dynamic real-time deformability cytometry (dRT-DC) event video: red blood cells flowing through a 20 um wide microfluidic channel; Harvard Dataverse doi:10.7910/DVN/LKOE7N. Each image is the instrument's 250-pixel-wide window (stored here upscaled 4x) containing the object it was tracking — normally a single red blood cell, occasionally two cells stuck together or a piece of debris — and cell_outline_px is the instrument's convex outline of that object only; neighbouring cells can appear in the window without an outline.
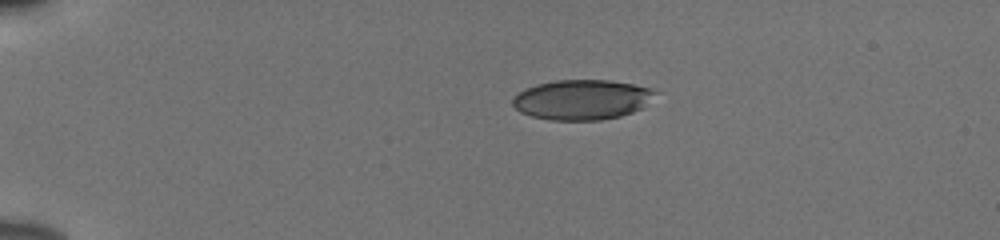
{"species": "human", "species_latin": "Homo sapiens", "temperature_condition": "cold", "stored_images_in_passage": 43, "camera_frame_rate_fps": 3000, "um_per_image_px": 0.085, "donor": {"sex": "male"}, "frame": {"image": 1, "passage_image": 1, "time_ms": 0.0, "image_size_px": [1000, 240], "cell_outline_px": [[656, 92], [640, 108], [632, 112], [620, 116], [600, 120], [552, 120], [532, 116], [520, 112], [512, 104], [512, 100], [520, 92], [536, 84], [556, 80], [612, 80], [652, 88]], "centroid_in_image_um": [49.44, 8.47], "position_along_channel_um": 35.6, "area_um2": 32.83}}
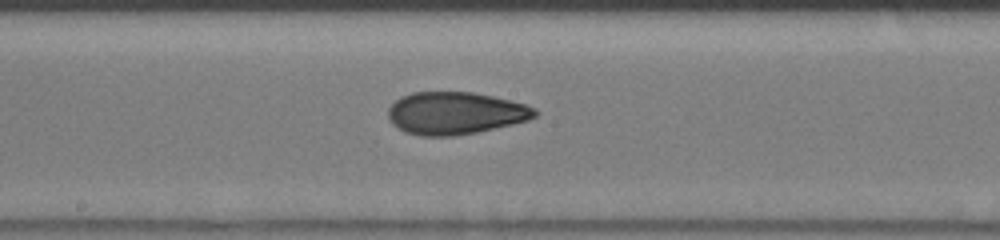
{"frame": {"image": 2, "passage_image": 20, "time_ms": 6.333, "image_size_px": [1000, 240], "cell_outline_px": [[540, 112], [536, 116], [528, 120], [512, 124], [476, 132], [452, 136], [420, 136], [404, 132], [392, 124], [388, 116], [388, 108], [400, 96], [412, 92], [472, 92], [492, 96], [528, 104], [536, 108]], "centroid_in_image_um": [38.7, 9.61], "position_along_channel_um": 209.5, "area_um2": 36.47}}
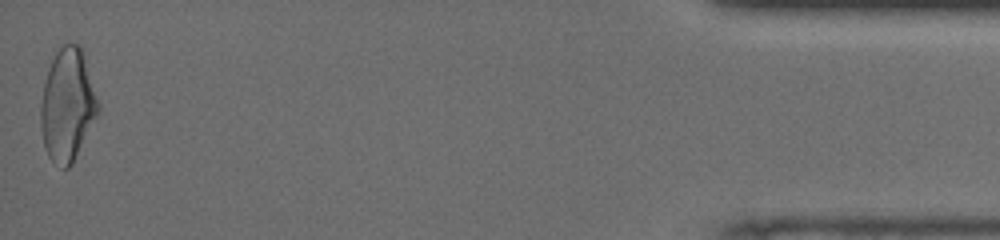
{"frame": {"image": 3, "passage_image": 43, "time_ms": 14.0, "image_size_px": [1000, 240], "cell_outline_px": [[100, 112], [72, 164], [68, 168], [64, 168], [52, 160], [48, 156], [44, 148], [40, 124], [40, 108], [44, 84], [48, 68], [56, 52], [64, 44], [80, 44], [84, 52], [100, 104]], "centroid_in_image_um": [5.76, 8.92], "position_along_channel_um": 429.4, "area_um2": 37.97}, "authors_computed_cell_mechanics": {"area_um2": 35.6048, "velocity_mm_per_s": 3.8646, "shape_relaxation_time_tau1_ms": 6.8772, "shape_relaxation_time_tau2_ms": 1.6114, "deformation_change_tau1": 0.1767, "deformation_change_tau2": 0.0782}}